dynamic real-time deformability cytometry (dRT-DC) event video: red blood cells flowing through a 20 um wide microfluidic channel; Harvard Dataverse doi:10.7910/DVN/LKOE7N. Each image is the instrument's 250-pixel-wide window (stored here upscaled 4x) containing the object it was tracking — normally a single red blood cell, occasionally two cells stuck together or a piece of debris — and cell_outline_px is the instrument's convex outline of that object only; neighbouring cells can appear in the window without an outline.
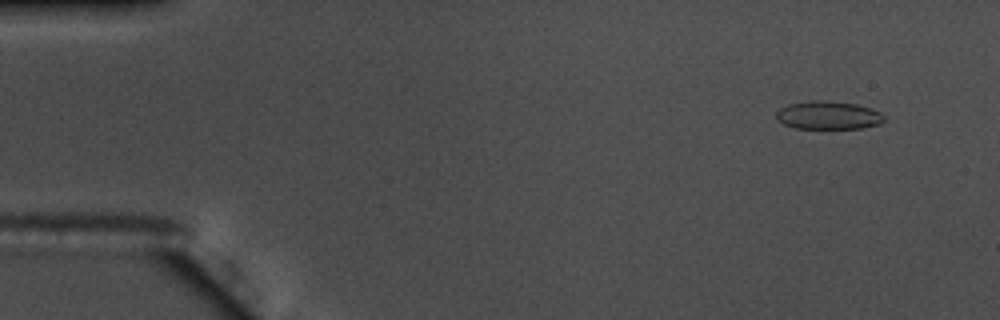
{"species": "common noctule bat (a hibernating species)", "species_latin": "Nyctalus noctula", "temperature_condition": "warm", "stored_images_in_passage": 52, "camera_frame_rate_fps": 3000, "um_per_image_px": 0.085, "animal": {"sex": "male", "body_mass_g": 17.5, "forearm_length_mm": 52.3}, "frame": {"image": 1, "passage_image": 1, "time_ms": 0.0, "image_size_px": [1000, 320], "cell_outline_px": [[884, 120], [880, 124], [860, 128], [796, 128], [784, 124], [776, 120], [776, 112], [780, 108], [788, 104], [812, 100], [824, 100], [856, 104], [872, 108], [880, 112], [884, 116]], "centroid_in_image_um": [70.39, 9.79], "position_along_channel_um": 14.6, "area_um2": 17.74}}
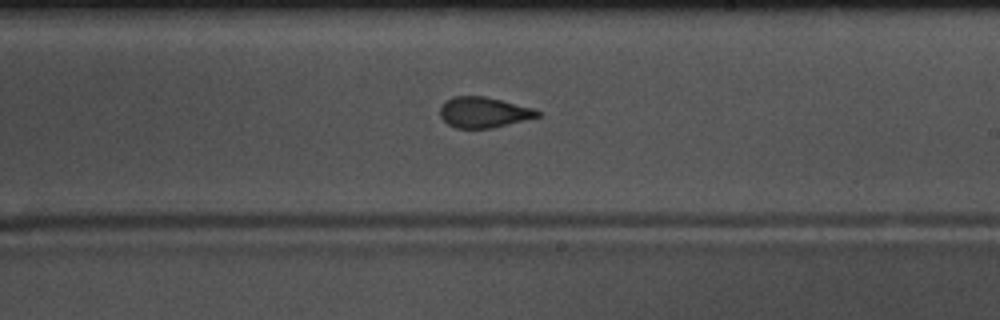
{"frame": {"image": 2, "passage_image": 29, "time_ms": 9.333, "image_size_px": [1000, 320], "cell_outline_px": [[540, 116], [492, 128], [456, 128], [448, 124], [440, 116], [440, 108], [452, 96], [484, 96], [532, 108], [540, 112]], "centroid_in_image_um": [41.09, 9.55], "position_along_channel_um": 247.9, "area_um2": 17.05}}
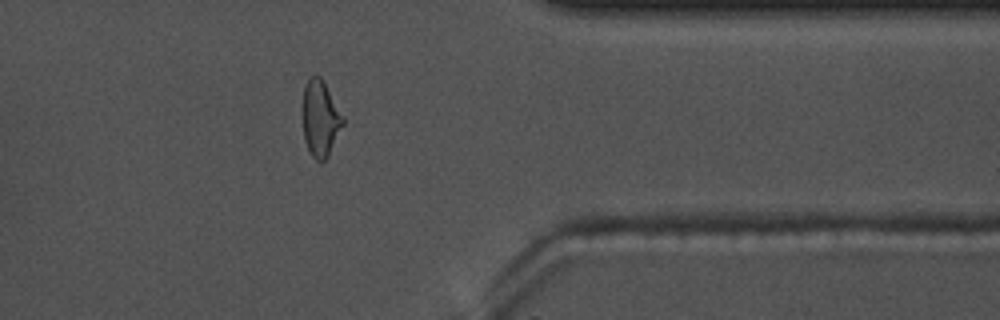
{"frame": {"image": 3, "passage_image": 41, "time_ms": 13.333, "image_size_px": [1000, 320], "cell_outline_px": [[344, 124], [328, 156], [320, 164], [312, 156], [304, 140], [304, 84], [312, 76], [320, 76], [344, 116]], "centroid_in_image_um": [27.26, 10.1], "position_along_channel_um": 384.1, "area_um2": 17.57}, "authors_computed_cell_mechanics": {"area_um2": 17.8024, "velocity_mm_per_s": 3.7187, "shape_relaxation_time_tau1_ms": 5.0311, "shape_relaxation_time_tau2_ms": 1.1947, "deformation_change_tau1": 0.1784, "deformation_change_tau2": 0.0886}}